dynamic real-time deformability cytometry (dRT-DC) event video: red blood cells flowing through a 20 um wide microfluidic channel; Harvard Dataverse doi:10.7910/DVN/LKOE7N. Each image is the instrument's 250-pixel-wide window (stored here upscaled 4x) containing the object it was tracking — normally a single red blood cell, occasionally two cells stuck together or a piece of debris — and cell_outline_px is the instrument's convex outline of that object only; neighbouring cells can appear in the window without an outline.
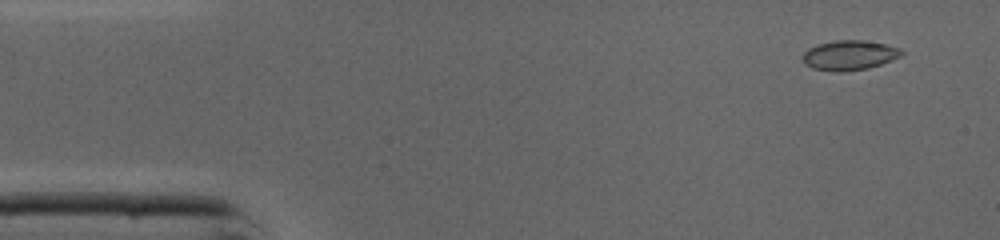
{"species": "common noctule bat (a hibernating species)", "species_latin": "Nyctalus noctula", "temperature_condition": "cold", "stored_images_in_passage": 43, "camera_frame_rate_fps": 3000, "um_per_image_px": 0.085, "animal": {"sex": "male", "body_mass_g": 19.0, "forearm_length_mm": 50.8}, "frame": {"image": 1, "passage_image": 1, "time_ms": 0.0, "image_size_px": [1000, 240], "cell_outline_px": [[904, 56], [868, 68], [836, 72], [812, 68], [804, 64], [800, 56], [808, 48], [816, 44], [832, 40], [864, 40], [884, 44], [900, 48], [904, 52]], "centroid_in_image_um": [72.17, 4.68], "position_along_channel_um": 12.8, "area_um2": 17.4}}
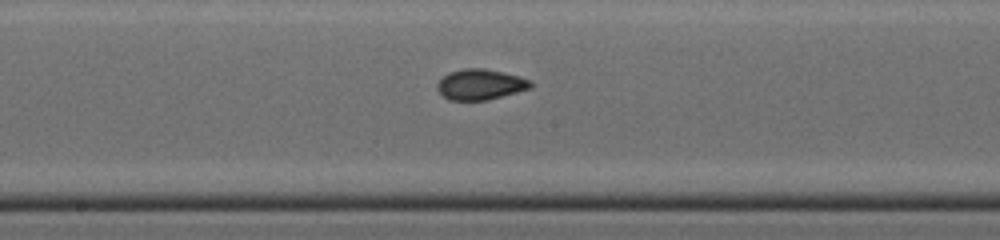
{"frame": {"image": 2, "passage_image": 21, "time_ms": 6.667, "image_size_px": [1000, 240], "cell_outline_px": [[532, 88], [488, 100], [448, 100], [436, 88], [436, 84], [448, 72], [464, 68], [484, 68], [520, 76], [532, 80]], "centroid_in_image_um": [40.85, 7.17], "position_along_channel_um": 207.4, "area_um2": 16.76}}
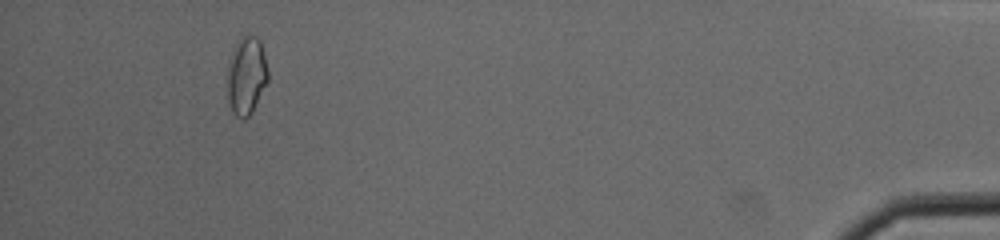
{"frame": {"image": 3, "passage_image": 40, "time_ms": 13.0, "image_size_px": [1000, 240], "cell_outline_px": [[268, 80], [252, 112], [244, 120], [236, 116], [232, 112], [228, 100], [228, 68], [232, 52], [240, 36], [256, 36], [260, 40], [268, 72]], "centroid_in_image_um": [20.94, 6.45], "position_along_channel_um": 414.3, "area_um2": 18.21}, "authors_computed_cell_mechanics": {"area_um2": 16.5886, "velocity_mm_per_s": 4.3914, "shape_relaxation_time_tau1_ms": 4.0243, "shape_relaxation_time_tau2_ms": 1.2498, "deformation_change_tau1": 0.1077, "deformation_change_tau2": 0.0436}}